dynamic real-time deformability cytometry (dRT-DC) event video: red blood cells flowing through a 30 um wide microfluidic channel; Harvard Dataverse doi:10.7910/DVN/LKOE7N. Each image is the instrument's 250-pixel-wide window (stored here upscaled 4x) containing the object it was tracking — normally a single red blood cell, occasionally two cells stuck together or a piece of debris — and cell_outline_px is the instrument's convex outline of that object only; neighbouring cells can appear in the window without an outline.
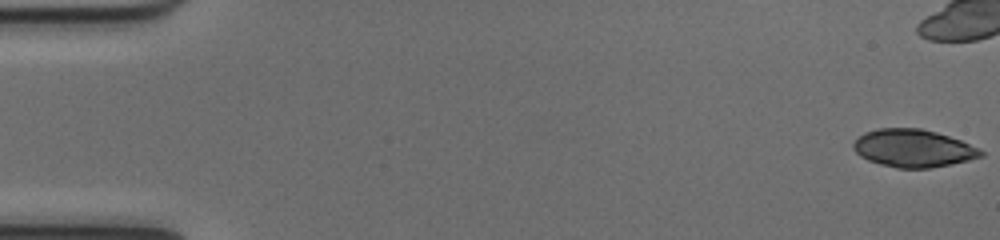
{"species": "common noctule bat (a hibernating species)", "species_latin": "Nyctalus noctula", "temperature_condition": "cold", "stored_images_in_passage": 42, "camera_frame_rate_fps": 3000, "um_per_image_px": 0.085, "animal": {"sex": "female", "body_mass_g": 17.0, "forearm_length_mm": 48.0}, "frame": {"image": 1, "passage_image": 1, "time_ms": 0.0, "image_size_px": [1000, 240], "cell_outline_px": [[984, 156], [968, 160], [928, 168], [896, 168], [880, 164], [868, 160], [860, 156], [852, 148], [852, 144], [864, 132], [876, 128], [920, 128], [936, 132], [960, 140], [980, 148], [984, 152]], "centroid_in_image_um": [77.61, 12.59], "position_along_channel_um": 7.4, "area_um2": 27.98}}